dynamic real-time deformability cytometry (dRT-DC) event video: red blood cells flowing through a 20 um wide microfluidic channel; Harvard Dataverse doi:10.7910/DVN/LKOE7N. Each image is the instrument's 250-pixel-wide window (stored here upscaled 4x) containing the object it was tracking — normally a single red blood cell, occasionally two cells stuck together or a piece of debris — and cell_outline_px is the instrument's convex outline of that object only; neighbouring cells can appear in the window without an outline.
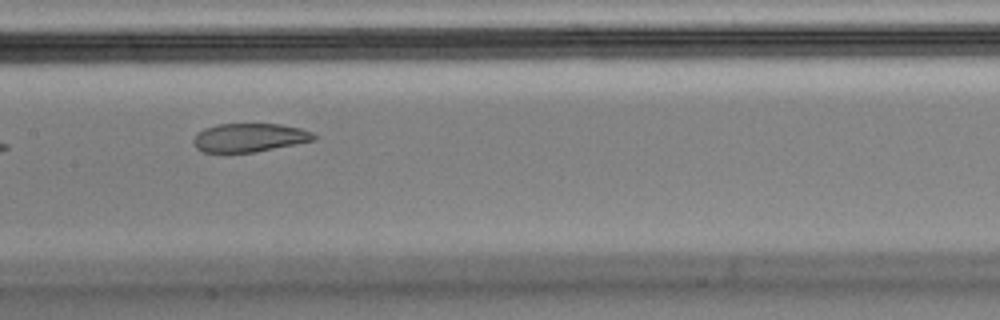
{"species": "Egyptian fruit bat (a non-hibernating species)", "species_latin": "Rousettus aegyptiacus", "temperature_condition": "cold", "stored_images_in_passage": 10, "camera_frame_rate_fps": 3000, "um_per_image_px": 0.085, "animal": {"sex": "male"}, "frame": {"image": 1, "passage_image": 7, "time_ms": 2.0, "image_size_px": [1000, 320], "cell_outline_px": [[316, 140], [256, 152], [204, 152], [196, 148], [192, 140], [196, 132], [204, 128], [216, 124], [280, 124], [300, 128], [312, 132], [316, 136]], "centroid_in_image_um": [21.18, 11.69], "position_along_channel_um": 186.2, "area_um2": 20.17}}